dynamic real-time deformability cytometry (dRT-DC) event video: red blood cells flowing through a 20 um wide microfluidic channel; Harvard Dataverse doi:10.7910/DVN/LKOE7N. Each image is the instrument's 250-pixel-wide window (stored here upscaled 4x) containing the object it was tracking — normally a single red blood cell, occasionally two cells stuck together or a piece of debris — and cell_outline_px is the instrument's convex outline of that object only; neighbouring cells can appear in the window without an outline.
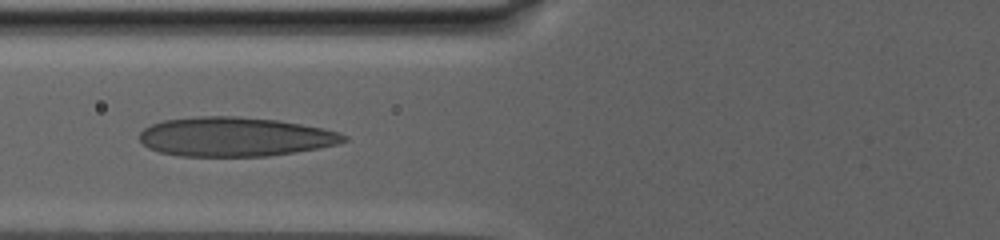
{"species": "human", "species_latin": "Homo sapiens", "temperature_condition": "warm", "stored_images_in_passage": 15, "camera_frame_rate_fps": 3000, "um_per_image_px": 0.085, "donor": {"sex": "male"}, "frame": {"image": 1, "passage_image": 4, "time_ms": 2.333, "image_size_px": [1000, 240], "cell_outline_px": [[348, 140], [336, 144], [316, 148], [268, 156], [180, 156], [160, 152], [148, 148], [140, 140], [140, 132], [144, 128], [152, 124], [164, 120], [200, 116], [236, 116], [276, 120], [300, 124], [340, 132], [348, 136]], "centroid_in_image_um": [19.95, 11.62], "position_along_channel_um": 105.9, "area_um2": 46.41}}
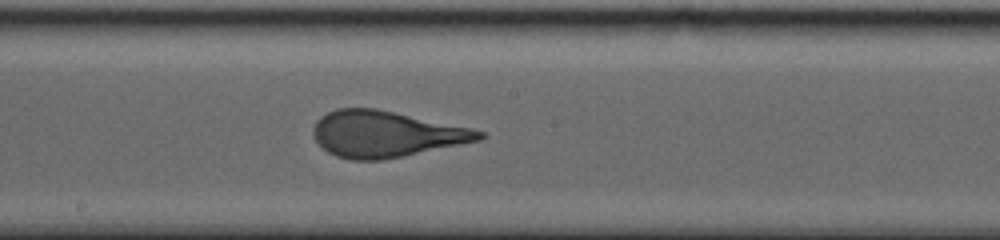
{"frame": {"image": 2, "passage_image": 9, "time_ms": 6.667, "image_size_px": [1000, 240], "cell_outline_px": [[488, 136], [480, 140], [404, 156], [380, 160], [352, 160], [336, 156], [328, 152], [316, 140], [312, 132], [312, 128], [316, 120], [320, 116], [336, 108], [376, 108], [472, 128], [484, 132]], "centroid_in_image_um": [32.78, 11.39], "position_along_channel_um": 215.4, "area_um2": 44.62}}
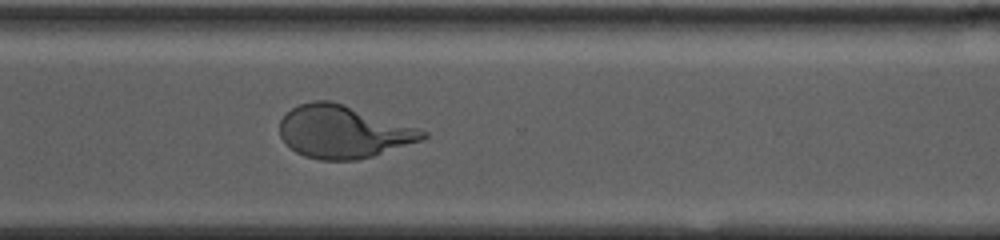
{"frame": {"image": 3, "passage_image": 15, "time_ms": 11.667, "image_size_px": [1000, 240], "cell_outline_px": [[428, 136], [420, 140], [372, 156], [356, 160], [320, 160], [304, 156], [296, 152], [280, 136], [280, 120], [292, 108], [300, 104], [312, 100], [332, 100], [420, 128], [428, 132]], "centroid_in_image_um": [29.17, 11.18], "position_along_channel_um": 341.4, "area_um2": 43.7}}